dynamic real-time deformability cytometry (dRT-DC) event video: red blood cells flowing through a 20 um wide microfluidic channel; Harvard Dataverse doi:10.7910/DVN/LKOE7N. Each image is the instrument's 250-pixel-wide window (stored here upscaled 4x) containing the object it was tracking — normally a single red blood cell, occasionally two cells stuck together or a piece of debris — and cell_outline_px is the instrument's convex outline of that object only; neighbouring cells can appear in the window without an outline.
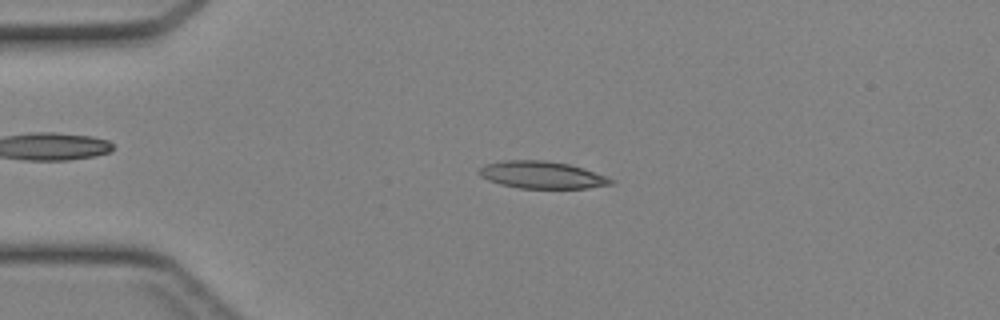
{"species": "Egyptian fruit bat (a non-hibernating species)", "species_latin": "Rousettus aegyptiacus", "temperature_condition": "cold", "stored_images_in_passage": 43, "camera_frame_rate_fps": 3000, "um_per_image_px": 0.085, "animal": {"sex": "female"}, "frame": {"image": 1, "passage_image": 10, "time_ms": 3.0, "image_size_px": [1000, 320], "cell_outline_px": [[616, 180], [612, 184], [588, 188], [520, 188], [500, 184], [488, 180], [480, 176], [476, 172], [484, 164], [500, 160], [544, 160], [568, 164], [584, 168]], "centroid_in_image_um": [46.03, 14.86], "position_along_channel_um": 39.0, "area_um2": 21.04}}
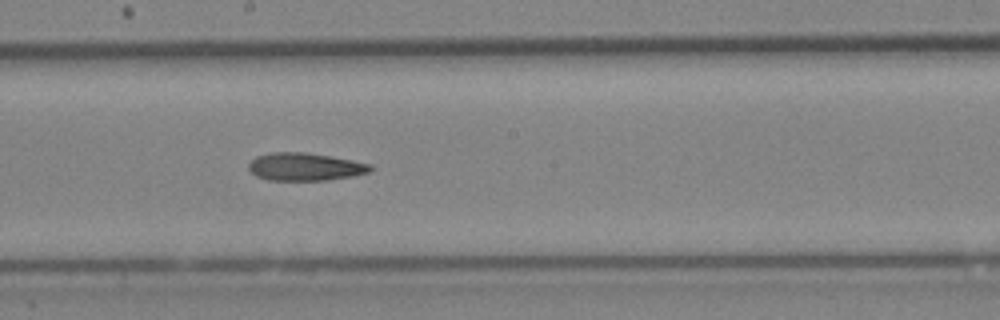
{"frame": {"image": 2, "passage_image": 24, "time_ms": 7.667, "image_size_px": [1000, 320], "cell_outline_px": [[372, 168], [368, 172], [352, 176], [328, 180], [268, 180], [256, 176], [248, 168], [248, 164], [256, 156], [272, 152], [304, 152], [352, 160], [372, 164]], "centroid_in_image_um": [25.91, 14.17], "position_along_channel_um": 222.3, "area_um2": 19.59}}
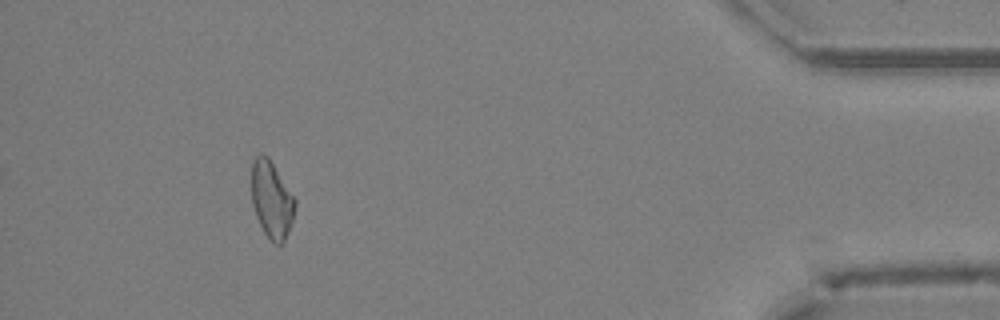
{"frame": {"image": 3, "passage_image": 40, "time_ms": 13.0, "image_size_px": [1000, 320], "cell_outline_px": [[296, 204], [292, 220], [288, 232], [284, 240], [280, 244], [276, 244], [264, 232], [256, 216], [252, 204], [252, 160], [260, 152], [268, 156], [296, 200]], "centroid_in_image_um": [23.08, 16.93], "position_along_channel_um": 412.1, "area_um2": 19.25}}